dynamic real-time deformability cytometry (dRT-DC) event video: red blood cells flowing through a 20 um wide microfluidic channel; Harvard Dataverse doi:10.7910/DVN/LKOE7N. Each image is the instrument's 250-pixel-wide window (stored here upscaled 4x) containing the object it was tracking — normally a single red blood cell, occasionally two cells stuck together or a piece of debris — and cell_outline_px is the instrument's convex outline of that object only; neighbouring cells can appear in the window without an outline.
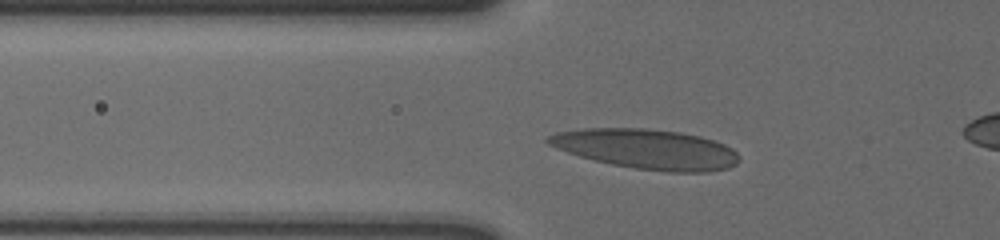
{"species": "human", "species_latin": "Homo sapiens", "temperature_condition": "cold", "stored_images_in_passage": 13, "camera_frame_rate_fps": 3000, "um_per_image_px": 0.085, "donor": {"sex": "male"}, "frame": {"image": 1, "passage_image": 5, "time_ms": 1.333, "image_size_px": [1000, 240], "cell_outline_px": [[740, 160], [736, 164], [728, 168], [708, 172], [668, 172], [636, 168], [612, 164], [580, 156], [556, 148], [548, 144], [544, 140], [548, 136], [556, 132], [584, 128], [644, 128], [680, 132], [700, 136], [724, 144], [732, 148], [740, 156]], "centroid_in_image_um": [54.98, 12.67], "position_along_channel_um": 70.8, "area_um2": 44.33}}
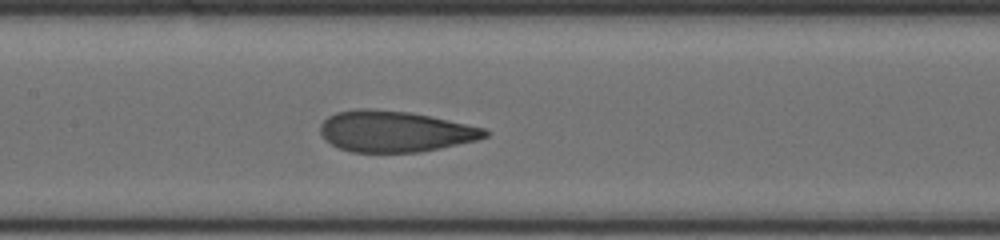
{"frame": {"image": 2, "passage_image": 10, "time_ms": 3.0, "image_size_px": [1000, 240], "cell_outline_px": [[488, 136], [476, 140], [440, 148], [420, 152], [352, 152], [340, 148], [324, 140], [320, 132], [320, 124], [328, 116], [336, 112], [360, 108], [368, 108], [408, 112], [428, 116], [484, 128], [488, 132]], "centroid_in_image_um": [33.51, 11.17], "position_along_channel_um": 173.9, "area_um2": 39.13}}
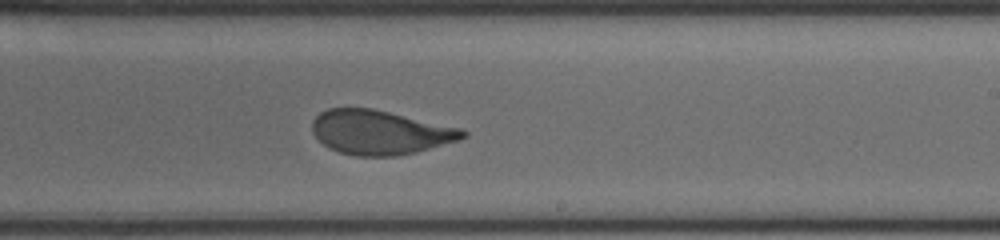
{"frame": {"image": 3, "passage_image": 13, "time_ms": 4.0, "image_size_px": [1000, 240], "cell_outline_px": [[468, 136], [460, 140], [416, 152], [396, 156], [356, 156], [340, 152], [328, 148], [312, 132], [312, 120], [320, 112], [328, 108], [372, 108], [460, 128], [468, 132]], "centroid_in_image_um": [32.3, 11.25], "position_along_channel_um": 256.7, "area_um2": 38.78}}